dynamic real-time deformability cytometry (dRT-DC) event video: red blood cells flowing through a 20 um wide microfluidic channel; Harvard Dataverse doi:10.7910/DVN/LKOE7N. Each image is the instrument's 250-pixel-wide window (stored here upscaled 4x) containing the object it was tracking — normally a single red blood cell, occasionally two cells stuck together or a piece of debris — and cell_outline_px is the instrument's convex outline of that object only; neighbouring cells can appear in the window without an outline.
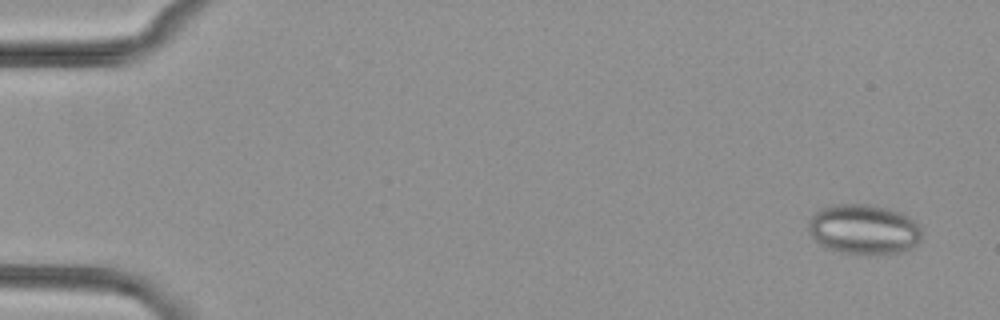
{"species": "common noctule bat (a hibernating species)", "species_latin": "Nyctalus noctula", "temperature_condition": "cold", "stored_images_in_passage": 6, "camera_frame_rate_fps": 3000, "um_per_image_px": 0.085, "animal": {"sex": "female", "body_mass_g": 29.2, "forearm_length_mm": 56.3}, "frame": {"image": 1, "passage_image": 1, "time_ms": 0.0, "image_size_px": [1000, 320], "cell_outline_px": [[920, 240], [912, 248], [904, 252], [840, 252], [828, 248], [820, 244], [812, 236], [808, 228], [808, 220], [820, 208], [832, 204], [868, 204], [888, 208], [900, 212], [908, 216], [920, 228]], "centroid_in_image_um": [73.4, 19.45], "position_along_channel_um": 11.6, "area_um2": 32.48}}